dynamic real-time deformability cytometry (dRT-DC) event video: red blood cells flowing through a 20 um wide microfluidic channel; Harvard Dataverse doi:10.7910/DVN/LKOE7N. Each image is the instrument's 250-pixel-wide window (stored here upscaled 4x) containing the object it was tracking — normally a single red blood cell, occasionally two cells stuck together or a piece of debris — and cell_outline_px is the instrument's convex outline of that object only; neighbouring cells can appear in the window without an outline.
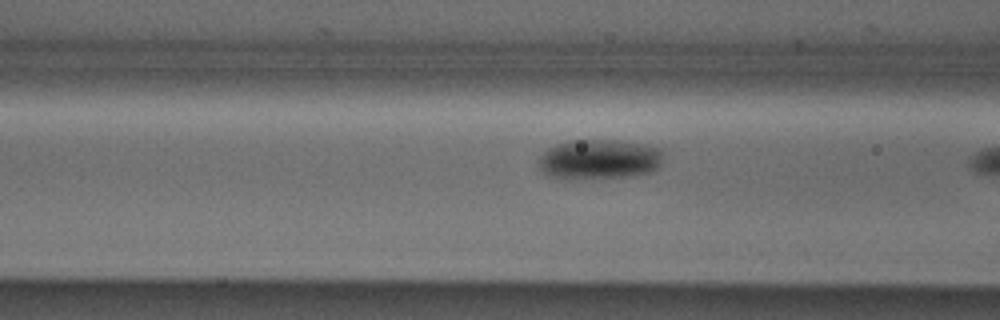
{"species": "Egyptian fruit bat (a non-hibernating species)", "species_latin": "Rousettus aegyptiacus", "temperature_condition": "cold", "stored_images_in_passage": 7, "camera_frame_rate_fps": 3000, "um_per_image_px": 0.085, "animal": {"sex": "male"}, "frame": {"image": 1, "passage_image": 6, "time_ms": 1.667, "image_size_px": [1000, 320], "cell_outline_px": [[664, 152], [660, 164], [652, 172], [636, 176], [592, 180], [564, 180], [548, 176], [540, 168], [536, 160], [548, 148], [556, 144], [568, 140], [616, 140], [644, 144], [660, 148]], "centroid_in_image_um": [50.91, 13.58], "position_along_channel_um": 115.7, "area_um2": 30.06}}